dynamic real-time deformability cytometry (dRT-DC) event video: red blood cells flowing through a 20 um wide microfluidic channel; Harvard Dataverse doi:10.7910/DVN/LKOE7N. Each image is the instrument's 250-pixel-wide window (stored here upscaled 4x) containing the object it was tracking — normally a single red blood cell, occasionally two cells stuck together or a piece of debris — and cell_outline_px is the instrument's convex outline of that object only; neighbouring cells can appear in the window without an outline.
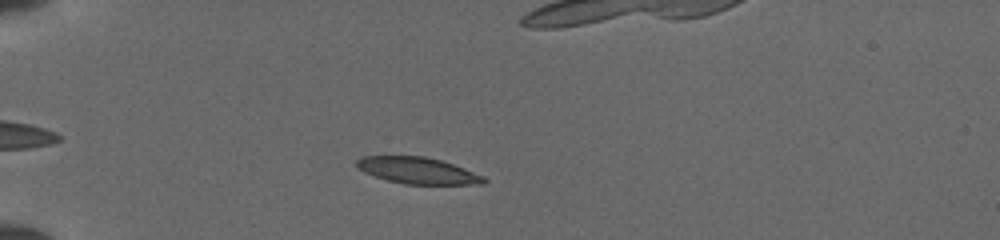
{"species": "common noctule bat (a hibernating species)", "species_latin": "Nyctalus noctula", "temperature_condition": "cold", "stored_images_in_passage": 36, "camera_frame_rate_fps": 3000, "um_per_image_px": 0.085, "animal": {"sex": "female", "body_mass_g": 19.5, "forearm_length_mm": 54.1}, "frame": {"image": 1, "passage_image": 7, "time_ms": 2.0, "image_size_px": [1000, 240], "cell_outline_px": [[488, 180], [484, 184], [404, 184], [388, 180], [364, 172], [356, 164], [356, 160], [360, 156], [424, 156], [440, 160], [464, 168], [484, 176]], "centroid_in_image_um": [35.52, 14.49], "position_along_channel_um": 49.5, "area_um2": 19.48}}
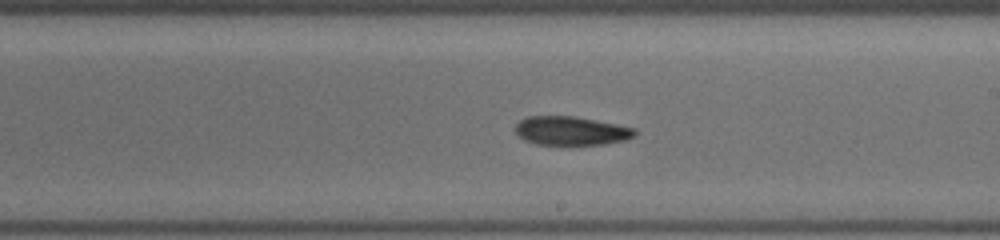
{"frame": {"image": 2, "passage_image": 23, "time_ms": 7.333, "image_size_px": [1000, 240], "cell_outline_px": [[636, 136], [628, 140], [604, 144], [572, 148], [536, 144], [524, 140], [512, 128], [520, 120], [528, 116], [572, 116], [616, 124], [636, 128]], "centroid_in_image_um": [48.55, 11.17], "position_along_channel_um": 240.5, "area_um2": 21.04}}
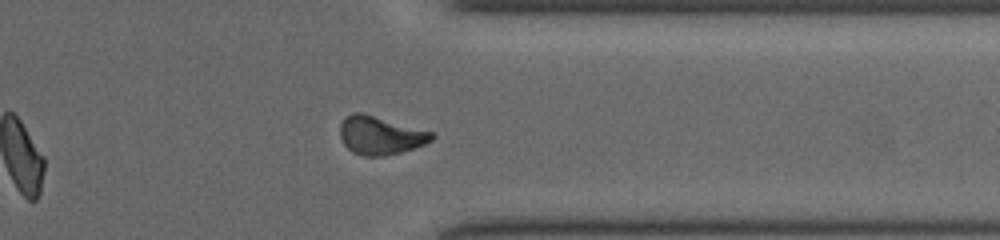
{"frame": {"image": 3, "passage_image": 33, "time_ms": 10.667, "image_size_px": [1000, 240], "cell_outline_px": [[436, 136], [432, 140], [424, 144], [400, 152], [384, 156], [364, 156], [352, 152], [344, 144], [340, 136], [340, 124], [344, 116], [352, 112], [364, 112], [436, 132]], "centroid_in_image_um": [32.34, 11.47], "position_along_channel_um": 379.1, "area_um2": 20.92}}